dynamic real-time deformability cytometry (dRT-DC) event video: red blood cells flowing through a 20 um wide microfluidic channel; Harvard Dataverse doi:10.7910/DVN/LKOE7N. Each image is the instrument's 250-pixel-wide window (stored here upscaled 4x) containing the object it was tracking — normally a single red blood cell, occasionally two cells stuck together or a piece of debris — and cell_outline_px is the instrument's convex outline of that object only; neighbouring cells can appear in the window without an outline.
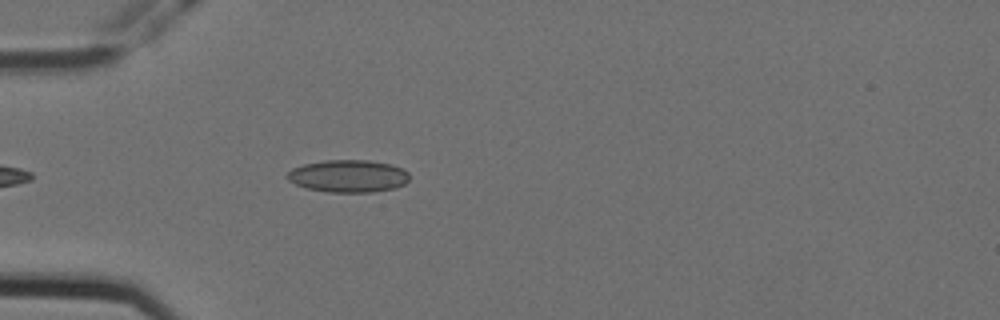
{"species": "Egyptian fruit bat (a non-hibernating species)", "species_latin": "Rousettus aegyptiacus", "temperature_condition": "cold", "stored_images_in_passage": 5, "camera_frame_rate_fps": 3000, "um_per_image_px": 0.085, "animal": {"sex": "female"}, "frame": {"image": 1, "passage_image": 5, "time_ms": 1.333, "image_size_px": [1000, 320], "cell_outline_px": [[408, 180], [404, 184], [396, 188], [372, 192], [328, 192], [308, 188], [296, 184], [288, 180], [284, 176], [292, 168], [304, 164], [324, 160], [368, 160], [392, 164], [404, 168], [408, 172]], "centroid_in_image_um": [29.61, 14.96], "position_along_channel_um": 55.4, "area_um2": 23.24}}